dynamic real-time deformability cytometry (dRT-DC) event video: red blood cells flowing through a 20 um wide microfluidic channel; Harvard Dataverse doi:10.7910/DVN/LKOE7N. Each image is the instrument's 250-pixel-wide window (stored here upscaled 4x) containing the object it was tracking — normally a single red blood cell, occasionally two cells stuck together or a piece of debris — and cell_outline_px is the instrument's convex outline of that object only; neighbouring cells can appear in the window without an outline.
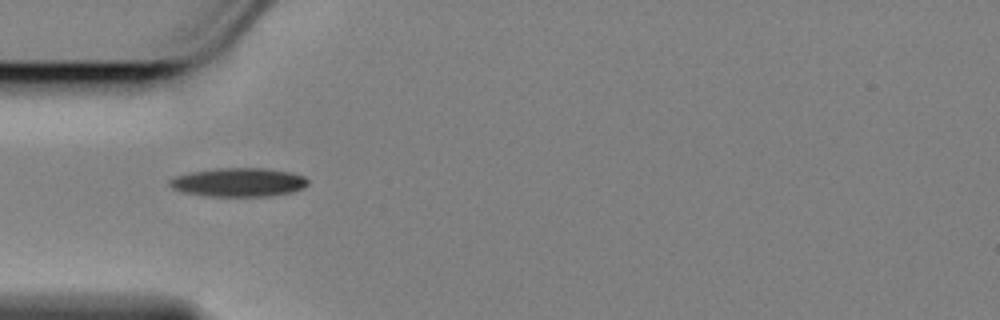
{"species": "Egyptian fruit bat (a non-hibernating species)", "species_latin": "Rousettus aegyptiacus", "temperature_condition": "cold", "stored_images_in_passage": 4, "camera_frame_rate_fps": 3000, "um_per_image_px": 0.085, "animal": {"sex": "female"}, "frame": {"image": 1, "passage_image": 1, "time_ms": 0.0, "image_size_px": [1000, 320], "cell_outline_px": [[308, 184], [304, 188], [292, 192], [272, 196], [204, 196], [184, 192], [172, 188], [168, 184], [168, 180], [176, 176], [192, 172], [216, 168], [264, 168], [292, 172], [304, 176], [308, 180]], "centroid_in_image_um": [20.3, 15.49], "position_along_channel_um": 64.7, "area_um2": 23.29}}